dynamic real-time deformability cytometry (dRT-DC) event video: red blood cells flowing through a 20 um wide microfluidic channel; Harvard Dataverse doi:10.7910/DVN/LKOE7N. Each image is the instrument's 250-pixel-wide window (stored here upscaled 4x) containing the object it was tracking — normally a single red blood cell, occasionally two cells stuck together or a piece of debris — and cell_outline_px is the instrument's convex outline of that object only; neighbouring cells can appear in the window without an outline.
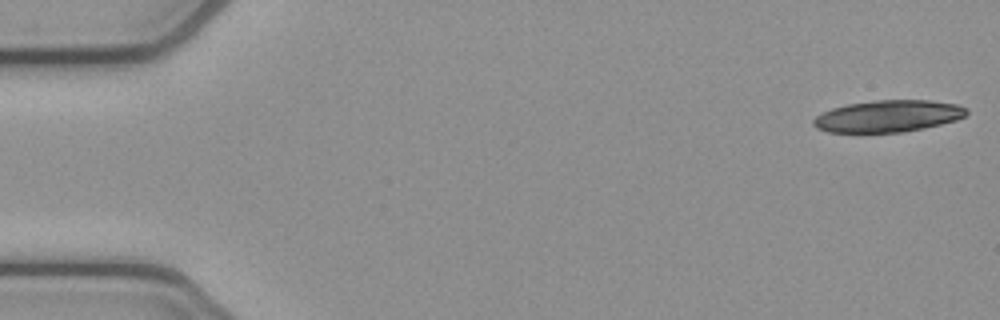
{"species": "common noctule bat (a hibernating species)", "species_latin": "Nyctalus noctula", "temperature_condition": "cold", "stored_images_in_passage": 5, "camera_frame_rate_fps": 3000, "um_per_image_px": 0.085, "animal": {"sex": "female", "body_mass_g": 21.9}, "frame": {"image": 1, "passage_image": 1, "time_ms": 0.0, "image_size_px": [1000, 320], "cell_outline_px": [[968, 112], [964, 116], [956, 120], [924, 128], [900, 132], [828, 132], [816, 128], [812, 124], [812, 120], [816, 116], [832, 108], [848, 104], [876, 100], [928, 100], [956, 104], [968, 108]], "centroid_in_image_um": [75.48, 9.87], "position_along_channel_um": 9.5, "area_um2": 28.26}}